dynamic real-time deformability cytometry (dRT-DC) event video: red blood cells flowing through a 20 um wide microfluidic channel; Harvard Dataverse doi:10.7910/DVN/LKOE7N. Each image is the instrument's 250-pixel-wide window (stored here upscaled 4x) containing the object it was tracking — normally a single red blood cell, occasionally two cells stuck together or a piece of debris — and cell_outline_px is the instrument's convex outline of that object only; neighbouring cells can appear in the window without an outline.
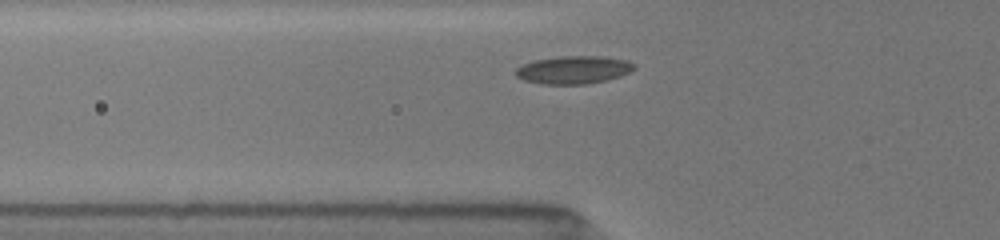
{"species": "common noctule bat (a hibernating species)", "species_latin": "Nyctalus noctula", "temperature_condition": "room temperature", "stored_images_in_passage": 18, "camera_frame_rate_fps": 3000, "um_per_image_px": 0.085, "animal": {"sex": "female", "body_mass_g": 19.5, "forearm_length_mm": 54.1}, "frame": {"image": 1, "passage_image": 2, "time_ms": 0.667, "image_size_px": [1000, 240], "cell_outline_px": [[636, 68], [620, 76], [608, 80], [584, 84], [540, 84], [524, 80], [516, 76], [516, 68], [524, 64], [536, 60], [560, 56], [604, 56], [628, 60], [636, 64]], "centroid_in_image_um": [48.79, 5.93], "position_along_channel_um": 77.0, "area_um2": 19.31}}
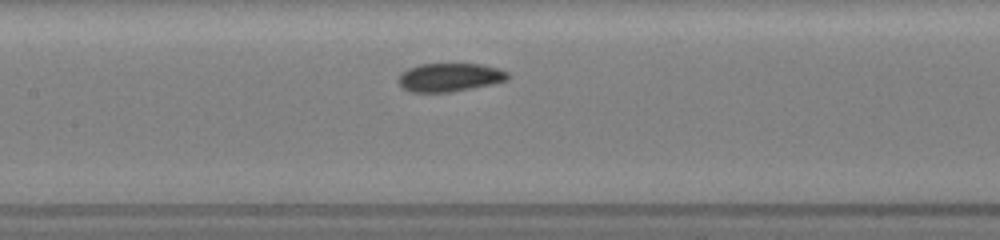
{"frame": {"image": 2, "passage_image": 8, "time_ms": 3.0, "image_size_px": [1000, 240], "cell_outline_px": [[508, 80], [492, 84], [452, 92], [412, 92], [404, 88], [396, 80], [400, 72], [408, 68], [420, 64], [480, 64], [496, 68], [508, 72]], "centroid_in_image_um": [38.19, 6.57], "position_along_channel_um": 169.2, "area_um2": 18.15}}
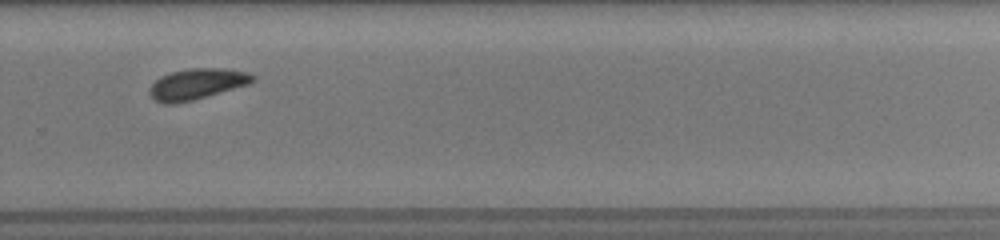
{"frame": {"image": 3, "passage_image": 17, "time_ms": 6.667, "image_size_px": [1000, 240], "cell_outline_px": [[256, 80], [248, 84], [192, 100], [172, 104], [164, 104], [156, 100], [148, 92], [152, 84], [160, 76], [172, 72], [192, 68], [224, 68], [248, 72], [256, 76]], "centroid_in_image_um": [16.75, 7.13], "position_along_channel_um": 313.1, "area_um2": 18.32}}